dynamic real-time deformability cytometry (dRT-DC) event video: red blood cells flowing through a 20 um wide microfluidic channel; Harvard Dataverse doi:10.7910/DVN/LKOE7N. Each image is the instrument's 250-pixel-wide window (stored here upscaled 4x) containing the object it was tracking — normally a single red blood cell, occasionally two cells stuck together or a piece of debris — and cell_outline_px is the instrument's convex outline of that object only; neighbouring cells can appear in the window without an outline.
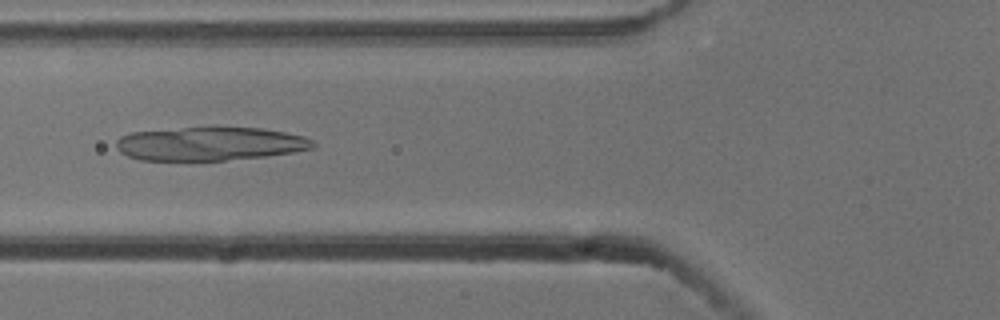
{"species": "common noctule bat (a hibernating species)", "species_latin": "Nyctalus noctula", "temperature_condition": "cold", "stored_images_in_passage": 52, "camera_frame_rate_fps": 3000, "um_per_image_px": 0.085, "animal": {"sex": "male", "body_mass_g": 13.3}, "frame": {"image": 1, "passage_image": 19, "time_ms": 6.0, "image_size_px": [1000, 320], "cell_outline_px": [[316, 144], [312, 148], [292, 152], [264, 156], [224, 160], [140, 160], [128, 156], [120, 152], [116, 148], [116, 140], [120, 136], [132, 132], [212, 124], [260, 128], [284, 132], [304, 136], [312, 140]], "centroid_in_image_um": [17.81, 12.17], "position_along_channel_um": 108.0, "area_um2": 39.48}}
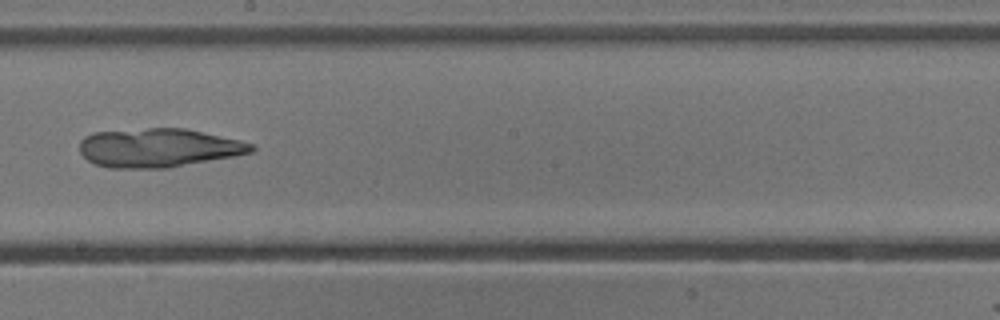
{"frame": {"image": 2, "passage_image": 29, "time_ms": 9.333, "image_size_px": [1000, 320], "cell_outline_px": [[256, 148], [252, 152], [232, 156], [168, 168], [108, 168], [96, 164], [88, 160], [80, 152], [80, 140], [84, 136], [92, 132], [148, 128], [184, 128], [240, 140], [252, 144]], "centroid_in_image_um": [13.43, 12.56], "position_along_channel_um": 234.8, "area_um2": 38.73}}
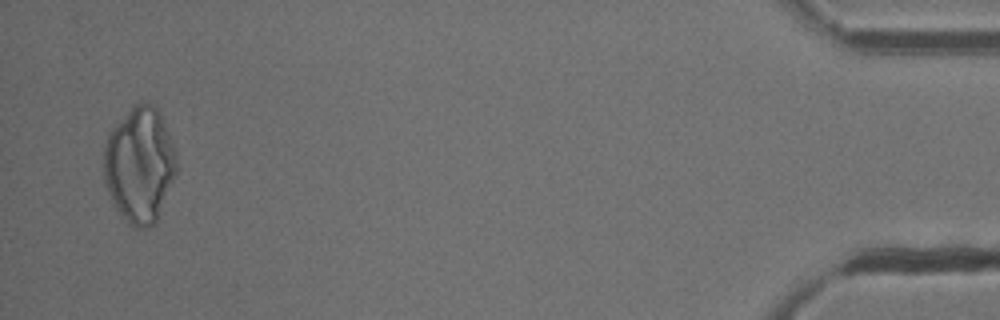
{"frame": {"image": 3, "passage_image": 51, "time_ms": 16.667, "image_size_px": [1000, 320], "cell_outline_px": [[176, 176], [156, 224], [148, 228], [136, 228], [128, 224], [120, 216], [112, 204], [104, 180], [104, 148], [108, 132], [140, 100], [148, 100], [160, 112], [172, 140], [176, 156]], "centroid_in_image_um": [11.87, 14.05], "position_along_channel_um": 423.3, "area_um2": 49.71}}